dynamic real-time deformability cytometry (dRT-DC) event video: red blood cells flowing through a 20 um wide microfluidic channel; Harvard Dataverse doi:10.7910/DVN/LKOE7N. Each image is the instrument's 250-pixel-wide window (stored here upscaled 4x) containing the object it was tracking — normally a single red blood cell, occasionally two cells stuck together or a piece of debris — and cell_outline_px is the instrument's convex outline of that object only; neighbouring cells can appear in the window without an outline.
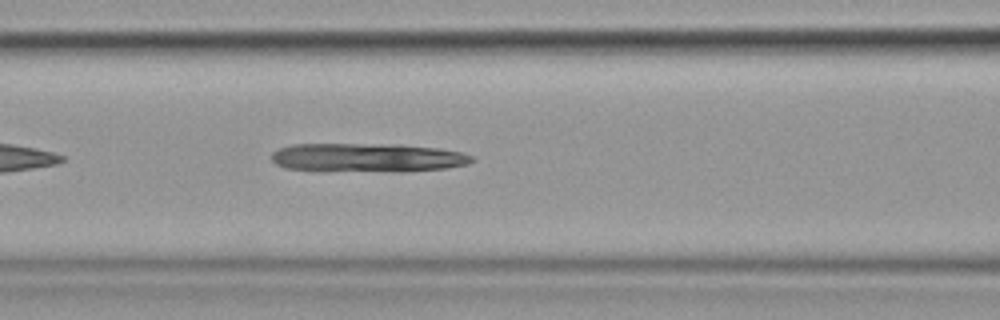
{"species": "common noctule bat (a hibernating species)", "species_latin": "Nyctalus noctula", "temperature_condition": "cold", "stored_images_in_passage": 40, "camera_frame_rate_fps": 3000, "um_per_image_px": 0.085, "animal": {"sex": "female", "body_mass_g": 19.9}, "frame": {"image": 1, "passage_image": 7, "time_ms": 2.0, "image_size_px": [1000, 320], "cell_outline_px": [[476, 160], [468, 164], [448, 168], [404, 172], [320, 172], [284, 168], [276, 164], [272, 160], [272, 152], [276, 148], [292, 144], [400, 144], [440, 148], [460, 152], [472, 156]], "centroid_in_image_um": [31.19, 13.42], "position_along_channel_um": 135.4, "area_um2": 34.91}}